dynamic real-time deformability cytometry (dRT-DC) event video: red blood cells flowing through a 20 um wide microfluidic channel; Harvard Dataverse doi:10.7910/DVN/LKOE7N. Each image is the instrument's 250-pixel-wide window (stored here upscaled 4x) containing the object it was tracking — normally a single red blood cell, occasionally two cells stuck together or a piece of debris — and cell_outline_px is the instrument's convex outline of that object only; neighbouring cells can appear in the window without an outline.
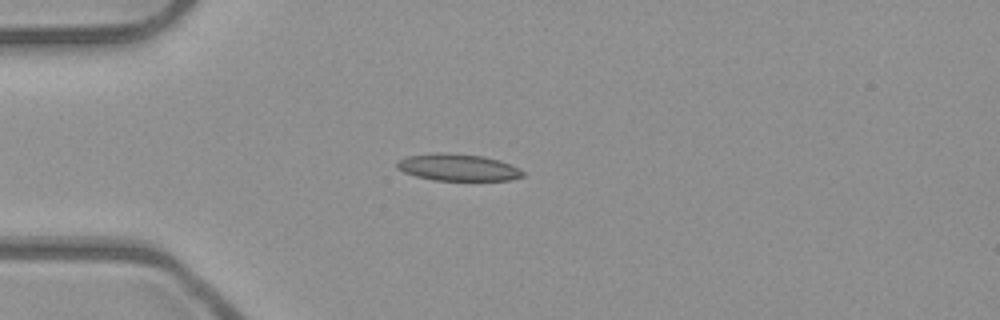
{"species": "common noctule bat (a hibernating species)", "species_latin": "Nyctalus noctula", "temperature_condition": "room temperature", "stored_images_in_passage": 1, "camera_frame_rate_fps": 3000, "um_per_image_px": 0.085, "animal": {"sex": "male", "body_mass_g": 23.1, "forearm_length_mm": 52.7}, "frame": {"image": 1, "passage_image": 1, "time_ms": 0.0, "image_size_px": [1000, 320], "cell_outline_px": [[524, 176], [512, 180], [432, 180], [416, 176], [404, 172], [396, 168], [396, 160], [404, 156], [432, 152], [448, 152], [484, 156], [500, 160], [524, 172]], "centroid_in_image_um": [38.85, 14.21], "position_along_channel_um": 46.2, "area_um2": 20.0}}